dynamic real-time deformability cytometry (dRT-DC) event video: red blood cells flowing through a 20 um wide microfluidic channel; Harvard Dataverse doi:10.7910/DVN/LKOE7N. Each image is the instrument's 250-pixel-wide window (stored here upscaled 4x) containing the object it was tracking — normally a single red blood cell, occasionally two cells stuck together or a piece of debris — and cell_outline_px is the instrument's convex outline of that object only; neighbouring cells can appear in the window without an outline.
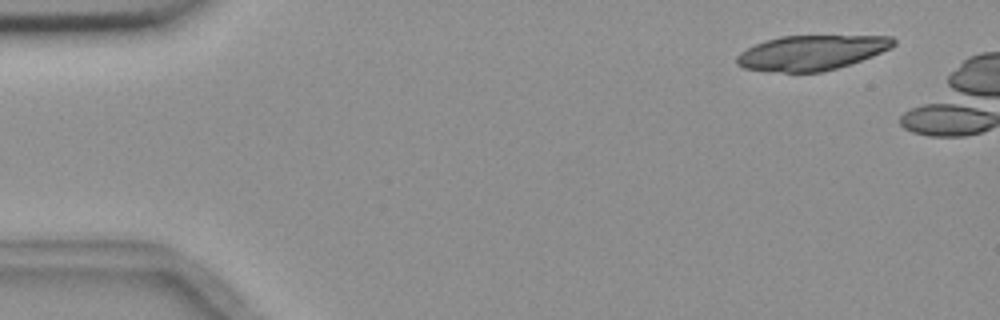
{"species": "common noctule bat (a hibernating species)", "species_latin": "Nyctalus noctula", "temperature_condition": "room temperature", "stored_images_in_passage": 3, "camera_frame_rate_fps": 3000, "um_per_image_px": 0.085, "animal": {"sex": "female", "body_mass_g": 18.4}, "frame": {"image": 1, "passage_image": 1, "time_ms": 0.0, "image_size_px": [1000, 320], "cell_outline_px": [[896, 44], [892, 48], [872, 56], [836, 68], [820, 72], [784, 72], [744, 68], [736, 64], [736, 56], [740, 52], [764, 40], [780, 36], [892, 36], [896, 40]], "centroid_in_image_um": [68.98, 4.47], "position_along_channel_um": 16.0, "area_um2": 31.67}}